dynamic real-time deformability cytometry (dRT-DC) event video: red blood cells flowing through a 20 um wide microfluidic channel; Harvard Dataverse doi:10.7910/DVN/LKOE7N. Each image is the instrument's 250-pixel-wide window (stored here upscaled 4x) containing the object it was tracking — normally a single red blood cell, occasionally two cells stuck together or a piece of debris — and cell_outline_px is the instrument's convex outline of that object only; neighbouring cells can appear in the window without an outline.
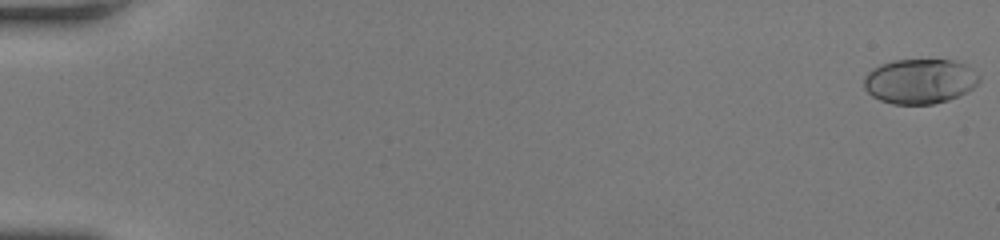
{"species": "human", "species_latin": "Homo sapiens", "temperature_condition": "room temperature", "stored_images_in_passage": 51, "camera_frame_rate_fps": 3000, "um_per_image_px": 0.085, "donor": {"sex": "female"}, "frame": {"image": 1, "passage_image": 1, "time_ms": 0.0, "image_size_px": [1000, 240], "cell_outline_px": [[980, 80], [972, 88], [948, 100], [932, 104], [892, 104], [880, 100], [872, 96], [864, 88], [864, 76], [872, 68], [880, 64], [892, 60], [952, 60], [964, 64], [980, 76]], "centroid_in_image_um": [78.14, 6.9], "position_along_channel_um": 6.9, "area_um2": 30.0}}
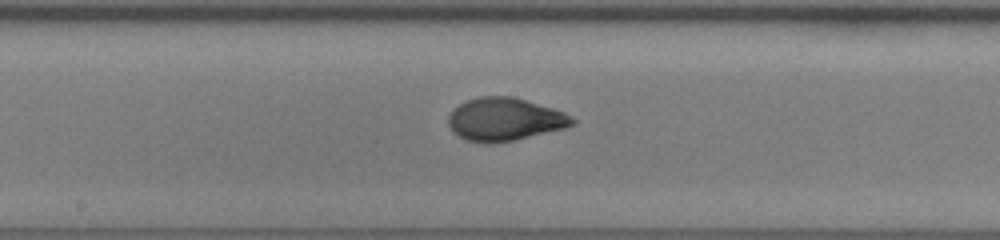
{"frame": {"image": 2, "passage_image": 29, "time_ms": 9.333, "image_size_px": [1000, 240], "cell_outline_px": [[576, 124], [564, 128], [512, 140], [468, 140], [452, 132], [448, 124], [448, 116], [452, 108], [468, 100], [480, 96], [512, 96], [552, 108], [564, 112], [572, 116], [576, 120]], "centroid_in_image_um": [42.91, 10.09], "position_along_channel_um": 205.3, "area_um2": 30.23}}
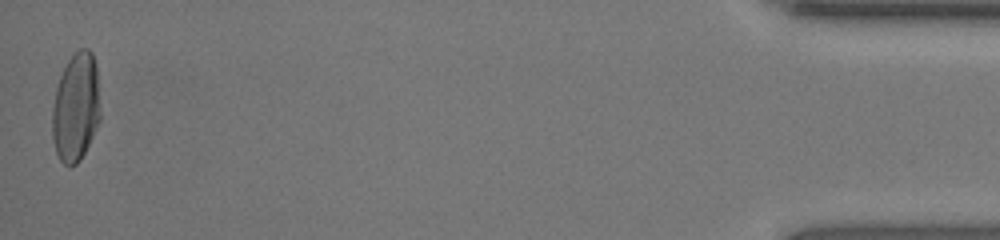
{"frame": {"image": 3, "passage_image": 51, "time_ms": 16.667, "image_size_px": [1000, 240], "cell_outline_px": [[100, 120], [80, 160], [76, 164], [68, 168], [60, 160], [56, 152], [52, 140], [52, 108], [56, 88], [60, 76], [68, 60], [80, 48], [88, 48], [92, 52], [96, 64], [100, 112]], "centroid_in_image_um": [6.44, 9.14], "position_along_channel_um": 428.8, "area_um2": 30.46}, "authors_computed_cell_mechanics": {"area_um2": 30.1138, "velocity_mm_per_s": 4.2305, "shape_relaxation_time_tau1_ms": 5.0237, "shape_relaxation_time_tau2_ms": 0.8878, "deformation_change_tau1": 0.2122, "deformation_change_tau2": 0.0521}}